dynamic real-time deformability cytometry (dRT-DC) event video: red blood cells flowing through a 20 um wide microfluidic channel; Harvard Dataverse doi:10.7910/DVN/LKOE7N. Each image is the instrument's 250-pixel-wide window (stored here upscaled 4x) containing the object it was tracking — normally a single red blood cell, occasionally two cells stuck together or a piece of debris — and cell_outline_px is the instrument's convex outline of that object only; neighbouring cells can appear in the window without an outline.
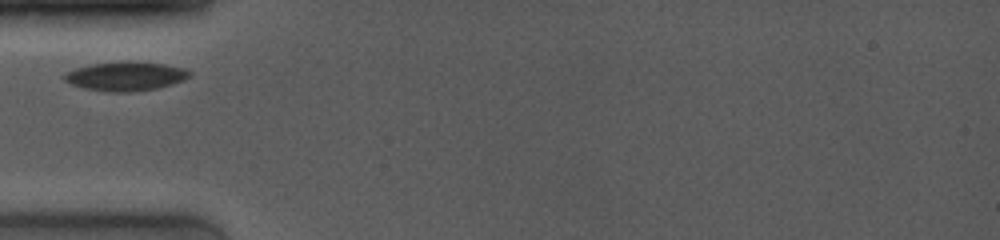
{"species": "common noctule bat (a hibernating species)", "species_latin": "Nyctalus noctula", "temperature_condition": "room temperature", "stored_images_in_passage": 3, "camera_frame_rate_fps": 4000, "um_per_image_px": 0.085, "animal": {"sex": "female", "body_mass_g": 19.0, "forearm_length_mm": 53.3}, "frame": {"image": 1, "passage_image": 1, "time_ms": 0.0, "image_size_px": [1000, 240], "cell_outline_px": [[192, 72], [184, 80], [172, 84], [156, 88], [128, 92], [108, 92], [84, 88], [72, 84], [64, 80], [64, 72], [76, 68], [92, 64], [120, 60], [164, 64], [184, 68]], "centroid_in_image_um": [10.66, 6.47], "position_along_channel_um": 74.3, "area_um2": 21.21}}